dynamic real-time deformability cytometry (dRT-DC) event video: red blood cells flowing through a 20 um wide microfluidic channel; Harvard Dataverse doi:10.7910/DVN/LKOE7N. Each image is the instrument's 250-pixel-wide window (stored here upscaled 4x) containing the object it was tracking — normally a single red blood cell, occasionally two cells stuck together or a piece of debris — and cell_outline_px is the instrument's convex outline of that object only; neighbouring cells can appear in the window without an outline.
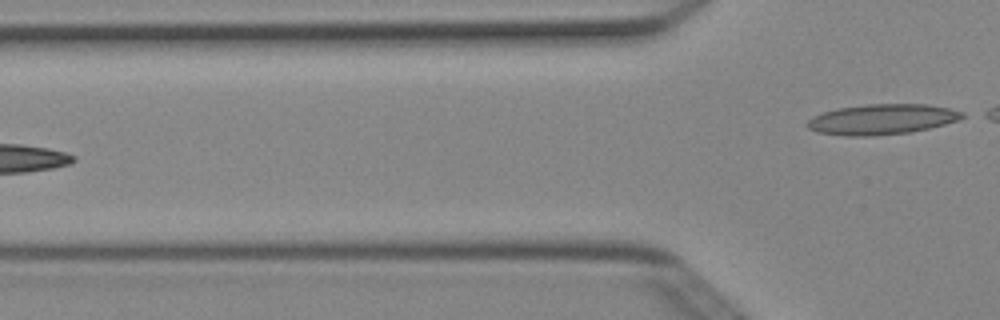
{"species": "Egyptian fruit bat (a non-hibernating species)", "species_latin": "Rousettus aegyptiacus", "temperature_condition": "cold", "stored_images_in_passage": 4, "camera_frame_rate_fps": 3000, "um_per_image_px": 0.085, "animal": {"sex": "female"}, "frame": {"image": 1, "passage_image": 4, "time_ms": 1.0, "image_size_px": [1000, 320], "cell_outline_px": [[968, 116], [960, 120], [928, 128], [908, 132], [872, 136], [844, 136], [816, 132], [808, 128], [804, 124], [812, 116], [820, 112], [836, 108], [868, 104], [928, 104], [948, 108], [964, 112]], "centroid_in_image_um": [74.93, 10.14], "position_along_channel_um": 50.9, "area_um2": 27.74}}